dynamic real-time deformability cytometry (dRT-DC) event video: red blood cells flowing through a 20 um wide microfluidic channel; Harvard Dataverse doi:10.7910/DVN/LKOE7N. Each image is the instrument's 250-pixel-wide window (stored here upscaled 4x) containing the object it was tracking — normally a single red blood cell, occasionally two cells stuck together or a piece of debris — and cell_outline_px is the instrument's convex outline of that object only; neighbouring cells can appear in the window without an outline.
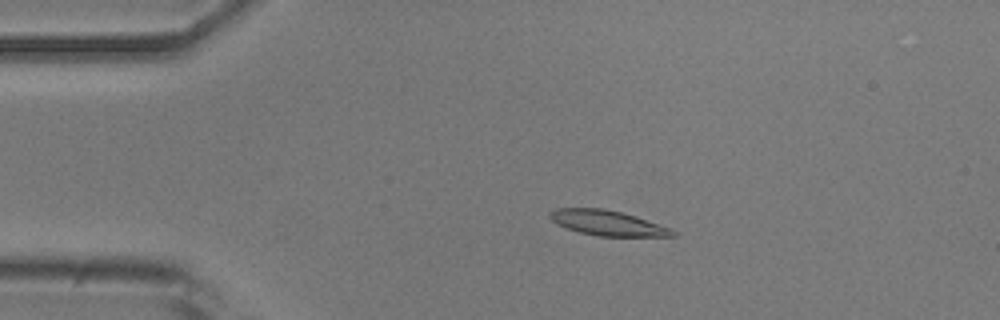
{"species": "common noctule bat (a hibernating species)", "species_latin": "Nyctalus noctula", "temperature_condition": "room temperature", "stored_images_in_passage": 53, "camera_frame_rate_fps": 3000, "um_per_image_px": 0.085, "animal": {"sex": "male", "body_mass_g": 20.5, "forearm_length_mm": 52.5}, "frame": {"image": 1, "passage_image": 11, "time_ms": 3.333, "image_size_px": [1000, 320], "cell_outline_px": [[676, 236], [596, 236], [580, 232], [556, 224], [548, 216], [548, 212], [556, 208], [604, 208], [636, 216], [672, 228], [676, 232]], "centroid_in_image_um": [51.64, 18.95], "position_along_channel_um": 33.4, "area_um2": 18.03}}
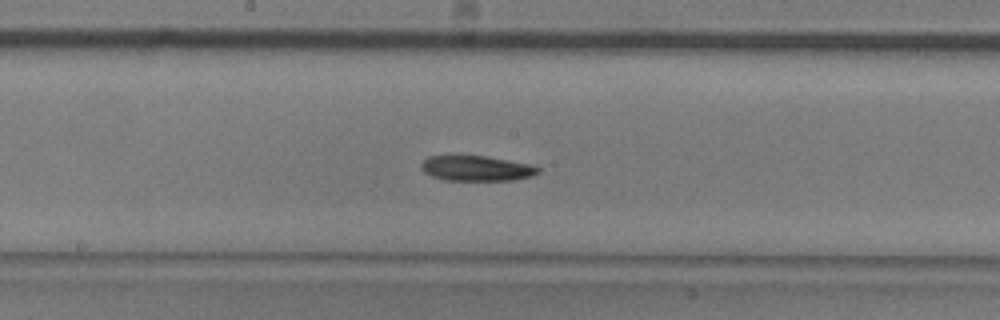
{"frame": {"image": 2, "passage_image": 28, "time_ms": 9.0, "image_size_px": [1000, 320], "cell_outline_px": [[540, 172], [532, 176], [512, 180], [444, 180], [432, 176], [424, 172], [420, 168], [420, 164], [428, 156], [484, 156], [528, 164], [540, 168]], "centroid_in_image_um": [40.47, 14.31], "position_along_channel_um": 207.7, "area_um2": 16.99}}
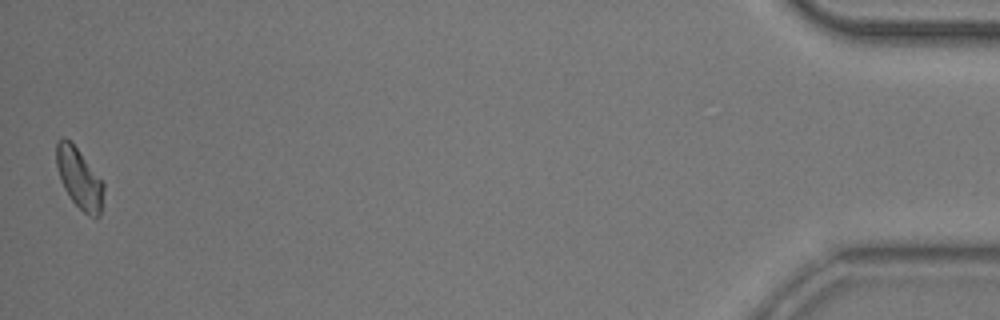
{"frame": {"image": 3, "passage_image": 53, "time_ms": 17.333, "image_size_px": [1000, 320], "cell_outline_px": [[104, 188], [100, 216], [96, 220], [84, 212], [72, 200], [64, 188], [60, 180], [56, 164], [56, 144], [60, 136], [64, 136], [76, 148], [104, 184]], "centroid_in_image_um": [6.72, 15.18], "position_along_channel_um": 428.5, "area_um2": 16.36}, "authors_computed_cell_mechanics": {"area_um2": 17.5134, "velocity_mm_per_s": 3.7832, "shape_relaxation_time_tau1_ms": 3.6954, "shape_relaxation_time_tau2_ms": null, "deformation_change_tau1": 0.1228, "deformation_change_tau2": null}}